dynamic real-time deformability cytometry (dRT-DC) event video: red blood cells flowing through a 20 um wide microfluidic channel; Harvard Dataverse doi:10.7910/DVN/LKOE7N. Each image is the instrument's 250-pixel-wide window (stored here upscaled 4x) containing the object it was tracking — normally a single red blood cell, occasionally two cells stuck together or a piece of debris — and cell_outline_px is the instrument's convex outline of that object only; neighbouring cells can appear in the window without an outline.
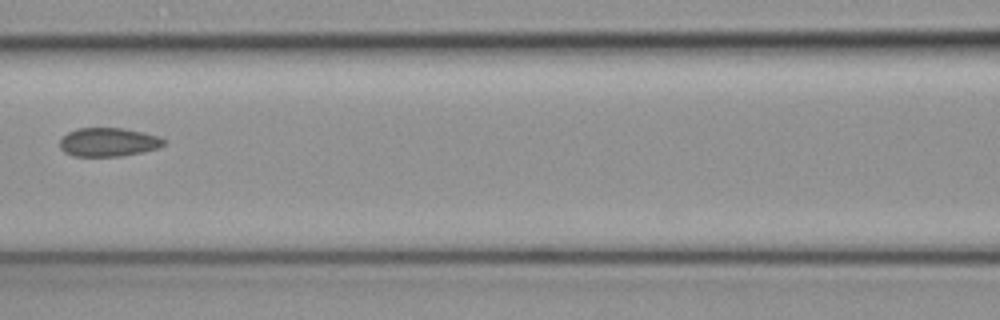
{"species": "common noctule bat (a hibernating species)", "species_latin": "Nyctalus noctula", "temperature_condition": "cold", "stored_images_in_passage": 5, "camera_frame_rate_fps": 3000, "um_per_image_px": 0.085, "animal": {"sex": "female", "body_mass_g": 19.3, "forearm_length_mm": 54.1}, "frame": {"image": 1, "passage_image": 4, "time_ms": 1.0, "image_size_px": [1000, 320], "cell_outline_px": [[168, 140], [164, 144], [156, 148], [140, 152], [120, 156], [72, 156], [64, 152], [60, 148], [60, 140], [68, 132], [76, 128], [124, 128], [144, 132], [160, 136]], "centroid_in_image_um": [9.22, 12.07], "position_along_channel_um": 157.4, "area_um2": 17.46}}